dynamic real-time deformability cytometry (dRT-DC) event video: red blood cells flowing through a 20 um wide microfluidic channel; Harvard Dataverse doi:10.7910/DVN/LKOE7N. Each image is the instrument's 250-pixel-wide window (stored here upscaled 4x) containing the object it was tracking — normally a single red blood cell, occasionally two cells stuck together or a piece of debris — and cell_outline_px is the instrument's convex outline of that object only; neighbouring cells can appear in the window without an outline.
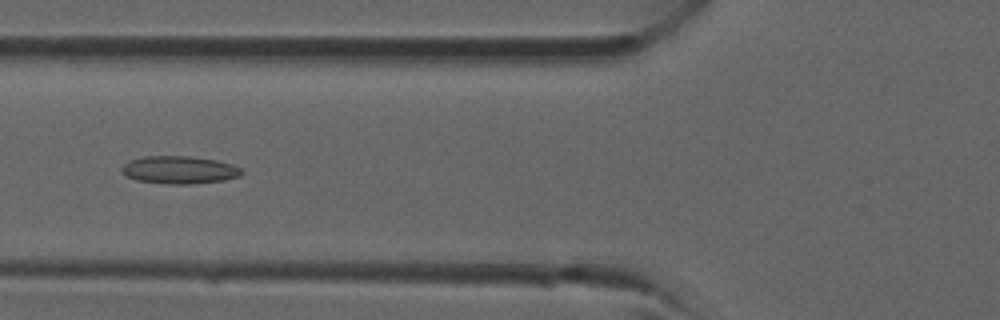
{"species": "common noctule bat (a hibernating species)", "species_latin": "Nyctalus noctula", "temperature_condition": "room temperature", "stored_images_in_passage": 34, "camera_frame_rate_fps": 3000, "um_per_image_px": 0.085, "animal": {"sex": "male", "forearm_length_mm": 52.5}, "frame": {"image": 1, "passage_image": 10, "time_ms": 3.0, "image_size_px": [1000, 320], "cell_outline_px": [[244, 172], [240, 176], [224, 180], [192, 184], [172, 184], [136, 180], [128, 176], [120, 168], [128, 160], [144, 156], [188, 156], [216, 160], [232, 164], [244, 168]], "centroid_in_image_um": [15.29, 14.43], "position_along_channel_um": 110.5, "area_um2": 19.42}}
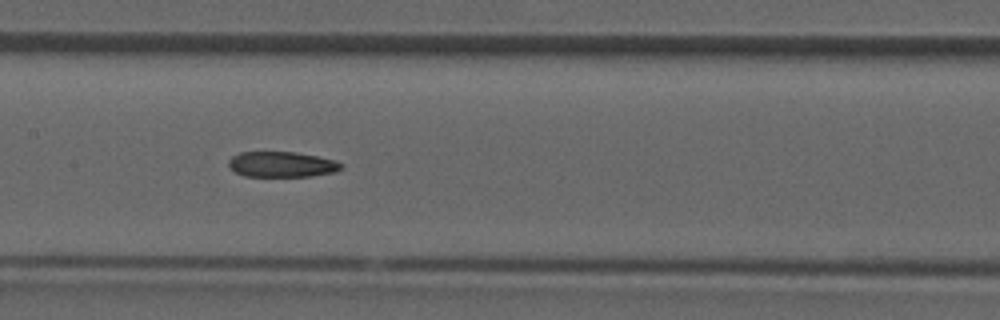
{"frame": {"image": 2, "passage_image": 14, "time_ms": 4.333, "image_size_px": [1000, 320], "cell_outline_px": [[344, 164], [336, 172], [312, 176], [244, 176], [228, 168], [228, 160], [232, 156], [240, 152], [296, 152], [336, 160]], "centroid_in_image_um": [23.94, 13.97], "position_along_channel_um": 183.5, "area_um2": 16.82}}
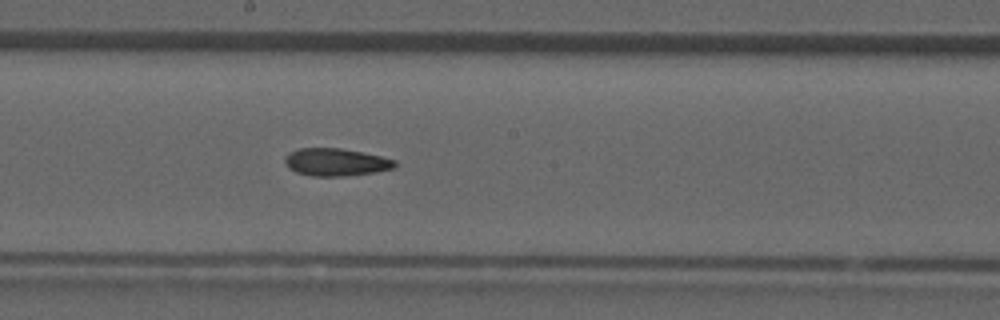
{"frame": {"image": 3, "passage_image": 16, "time_ms": 5.0, "image_size_px": [1000, 320], "cell_outline_px": [[396, 168], [372, 172], [344, 176], [312, 176], [296, 172], [288, 168], [284, 164], [284, 156], [288, 152], [300, 148], [340, 148], [380, 156], [396, 160]], "centroid_in_image_um": [28.5, 13.78], "position_along_channel_um": 219.7, "area_um2": 17.69}}